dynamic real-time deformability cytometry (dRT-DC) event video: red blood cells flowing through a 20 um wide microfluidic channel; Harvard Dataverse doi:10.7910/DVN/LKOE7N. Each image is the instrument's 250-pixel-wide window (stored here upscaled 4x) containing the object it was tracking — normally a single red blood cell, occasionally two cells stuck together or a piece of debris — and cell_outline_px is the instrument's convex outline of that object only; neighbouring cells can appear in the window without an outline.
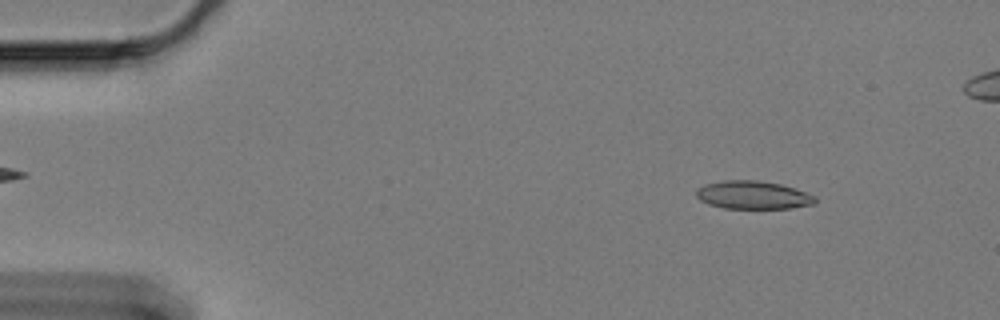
{"species": "Egyptian fruit bat (a non-hibernating species)", "species_latin": "Rousettus aegyptiacus", "temperature_condition": "cold", "stored_images_in_passage": 53, "camera_frame_rate_fps": 3000, "um_per_image_px": 0.085, "animal": {"sex": "female"}, "frame": {"image": 1, "passage_image": 2, "time_ms": 0.333, "image_size_px": [1000, 320], "cell_outline_px": [[816, 200], [812, 204], [792, 208], [724, 208], [708, 204], [700, 200], [696, 196], [696, 188], [704, 184], [724, 180], [756, 180], [780, 184], [816, 196]], "centroid_in_image_um": [63.95, 16.57], "position_along_channel_um": 21.1, "area_um2": 19.36}}
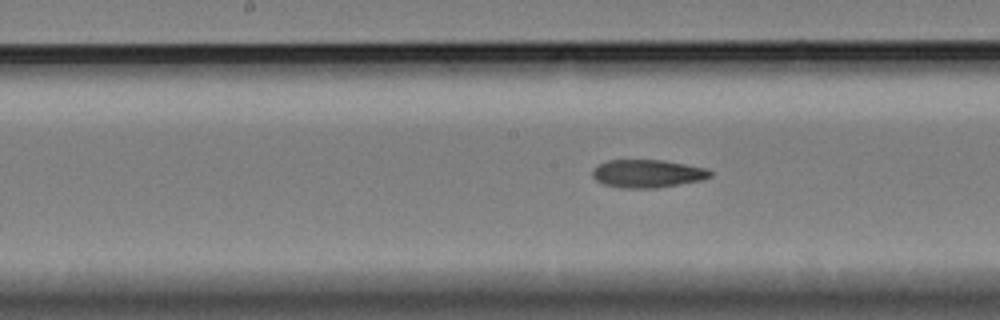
{"frame": {"image": 2, "passage_image": 25, "time_ms": 8.0, "image_size_px": [1000, 320], "cell_outline_px": [[712, 176], [700, 180], [656, 188], [620, 188], [604, 184], [596, 180], [592, 176], [592, 168], [608, 160], [664, 160], [708, 168], [712, 172]], "centroid_in_image_um": [55.03, 14.75], "position_along_channel_um": 193.2, "area_um2": 19.25}}
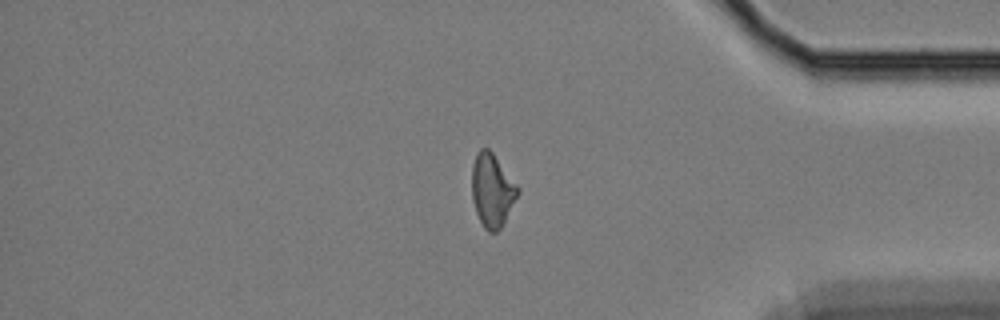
{"frame": {"image": 3, "passage_image": 45, "time_ms": 14.667, "image_size_px": [1000, 320], "cell_outline_px": [[520, 192], [500, 228], [496, 232], [488, 232], [484, 228], [476, 212], [472, 200], [472, 164], [476, 152], [480, 148], [488, 148], [492, 152], [520, 188]], "centroid_in_image_um": [41.82, 16.15], "position_along_channel_um": 393.4, "area_um2": 19.54}}